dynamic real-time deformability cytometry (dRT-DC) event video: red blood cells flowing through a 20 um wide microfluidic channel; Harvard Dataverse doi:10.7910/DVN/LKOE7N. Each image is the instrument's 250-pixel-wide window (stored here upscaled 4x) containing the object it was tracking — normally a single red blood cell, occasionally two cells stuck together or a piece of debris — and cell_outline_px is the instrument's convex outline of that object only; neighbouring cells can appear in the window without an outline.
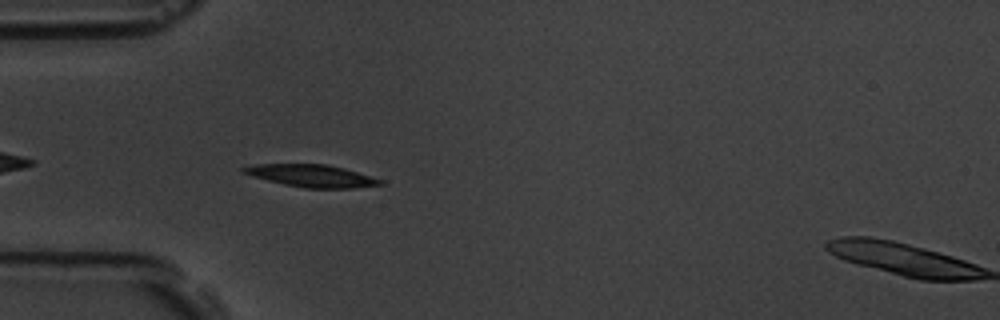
{"species": "common noctule bat (a hibernating species)", "species_latin": "Nyctalus noctula", "temperature_condition": "room temperature", "stored_images_in_passage": 5, "segment_of_instrument_passage": [1, 2], "camera_frame_rate_fps": 3000, "um_per_image_px": 0.085, "animal": {"sex": "male", "body_mass_g": 19.5, "forearm_length_mm": 54.6}, "frame": {"image": 1, "passage_image": 4, "time_ms": 4.0, "image_size_px": [1000, 320], "cell_outline_px": [[384, 184], [352, 188], [304, 188], [284, 184], [252, 176], [240, 172], [240, 168], [256, 164], [328, 164], [344, 168], [384, 180]], "centroid_in_image_um": [26.48, 14.94], "position_along_channel_um": 58.5, "area_um2": 17.8}}